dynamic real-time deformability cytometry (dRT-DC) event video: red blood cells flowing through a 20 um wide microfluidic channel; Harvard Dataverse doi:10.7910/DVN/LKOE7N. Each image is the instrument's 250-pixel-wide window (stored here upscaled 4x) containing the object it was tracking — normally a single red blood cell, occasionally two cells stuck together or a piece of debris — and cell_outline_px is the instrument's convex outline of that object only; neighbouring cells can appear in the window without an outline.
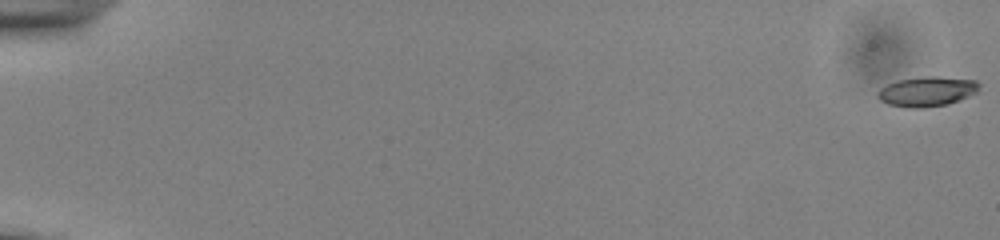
{"species": "common noctule bat (a hibernating species)", "species_latin": "Nyctalus noctula", "temperature_condition": "cold", "stored_images_in_passage": 55, "camera_frame_rate_fps": 3000, "um_per_image_px": 0.085, "animal": {"sex": "male", "body_mass_g": 13.0, "forearm_length_mm": 53.1}, "frame": {"image": 1, "passage_image": 1, "time_ms": 0.0, "image_size_px": [1000, 240], "cell_outline_px": [[980, 84], [976, 92], [968, 96], [948, 104], [924, 108], [908, 108], [888, 104], [880, 100], [876, 96], [876, 92], [880, 88], [888, 84], [900, 80], [928, 76], [936, 76], [976, 80]], "centroid_in_image_um": [78.77, 7.78], "position_along_channel_um": 6.2, "area_um2": 17.57}}
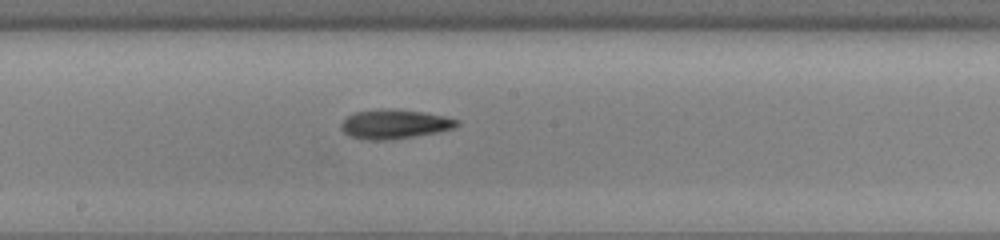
{"frame": {"image": 2, "passage_image": 32, "time_ms": 10.333, "image_size_px": [1000, 240], "cell_outline_px": [[460, 124], [456, 128], [440, 132], [396, 140], [368, 140], [348, 136], [340, 128], [340, 124], [348, 116], [356, 112], [424, 112], [444, 116], [460, 120]], "centroid_in_image_um": [33.61, 10.63], "position_along_channel_um": 214.6, "area_um2": 19.13}}
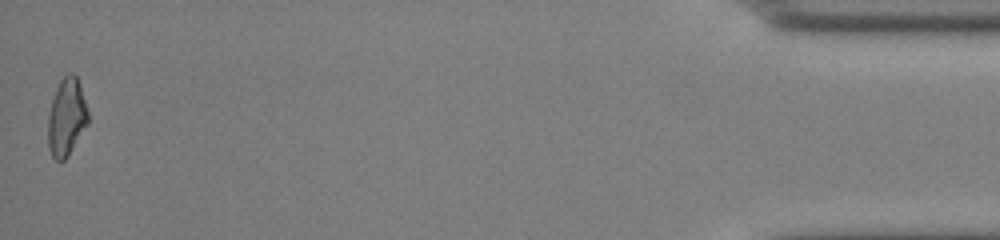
{"frame": {"image": 3, "passage_image": 55, "time_ms": 18.0, "image_size_px": [1000, 240], "cell_outline_px": [[88, 124], [68, 156], [64, 160], [56, 160], [52, 156], [48, 148], [48, 116], [52, 100], [56, 88], [60, 80], [68, 72], [72, 72], [76, 76], [80, 84], [88, 112]], "centroid_in_image_um": [5.66, 9.96], "position_along_channel_um": 429.5, "area_um2": 18.15}, "authors_computed_cell_mechanics": {"area_um2": 18.1492, "velocity_mm_per_s": 3.8969, "shape_relaxation_time_tau1_ms": 7.471, "shape_relaxation_time_tau2_ms": null, "deformation_change_tau1": 0.1972, "deformation_change_tau2": null}}